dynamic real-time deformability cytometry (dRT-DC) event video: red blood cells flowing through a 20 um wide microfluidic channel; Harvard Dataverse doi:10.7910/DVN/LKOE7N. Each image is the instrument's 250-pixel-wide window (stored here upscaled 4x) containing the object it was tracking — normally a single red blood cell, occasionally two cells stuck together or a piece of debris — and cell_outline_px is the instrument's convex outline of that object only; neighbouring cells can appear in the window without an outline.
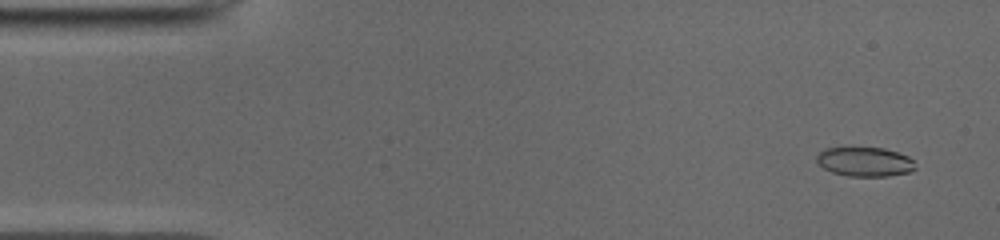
{"species": "common noctule bat (a hibernating species)", "species_latin": "Nyctalus noctula", "temperature_condition": "cold", "stored_images_in_passage": 13, "camera_frame_rate_fps": 3000, "um_per_image_px": 0.085, "animal": {"sex": "male", "body_mass_g": 19.0, "forearm_length_mm": 50.8}, "frame": {"image": 1, "passage_image": 3, "time_ms": 0.667, "image_size_px": [1000, 240], "cell_outline_px": [[916, 168], [908, 172], [888, 176], [848, 176], [832, 172], [824, 168], [816, 160], [816, 156], [824, 148], [884, 148], [908, 156], [912, 160]], "centroid_in_image_um": [73.5, 13.75], "position_along_channel_um": 11.5, "area_um2": 16.65}}